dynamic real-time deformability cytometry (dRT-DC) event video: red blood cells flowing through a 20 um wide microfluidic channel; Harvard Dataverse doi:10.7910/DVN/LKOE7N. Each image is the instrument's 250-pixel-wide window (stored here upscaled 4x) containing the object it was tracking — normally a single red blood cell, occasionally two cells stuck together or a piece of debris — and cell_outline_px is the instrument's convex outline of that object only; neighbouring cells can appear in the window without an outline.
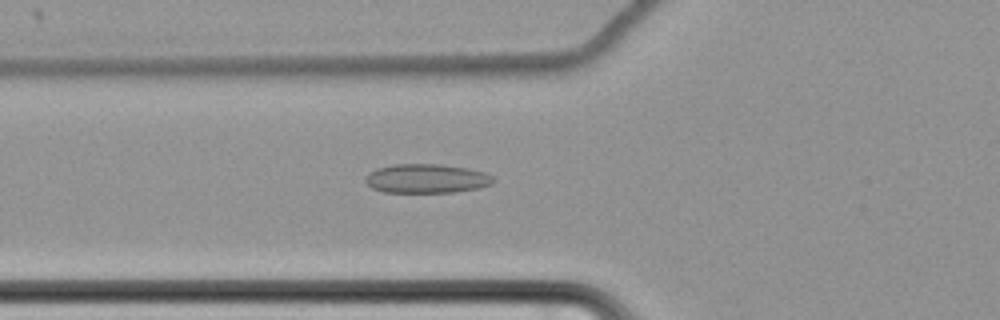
{"species": "common noctule bat (a hibernating species)", "species_latin": "Nyctalus noctula", "temperature_condition": "cold", "stored_images_in_passage": 48, "camera_frame_rate_fps": 3000, "um_per_image_px": 0.085, "animal": {"sex": "female", "body_mass_g": 22.7, "forearm_length_mm": 54.2}, "frame": {"image": 1, "passage_image": 11, "time_ms": 3.333, "image_size_px": [1000, 320], "cell_outline_px": [[496, 180], [492, 184], [480, 188], [452, 192], [384, 192], [372, 188], [364, 180], [368, 172], [376, 168], [392, 164], [440, 164], [468, 168], [484, 172], [492, 176]], "centroid_in_image_um": [36.25, 15.17], "position_along_channel_um": 89.5, "area_um2": 21.85}}
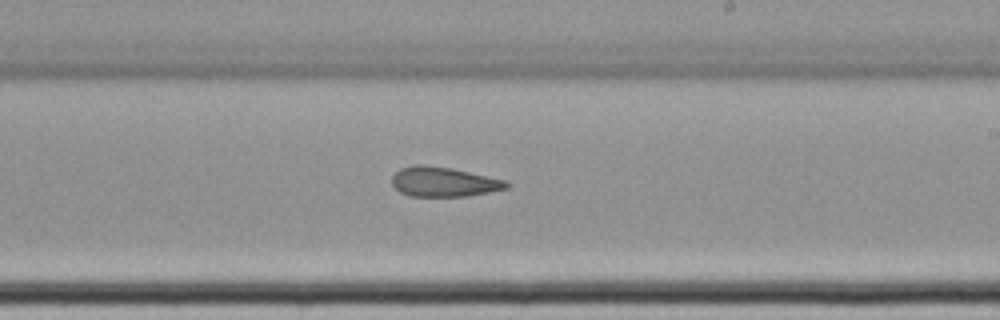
{"frame": {"image": 2, "passage_image": 25, "time_ms": 8.0, "image_size_px": [1000, 320], "cell_outline_px": [[512, 184], [508, 188], [468, 196], [408, 196], [400, 192], [392, 184], [392, 176], [400, 168], [412, 164], [424, 164], [452, 168], [508, 180]], "centroid_in_image_um": [37.74, 15.44], "position_along_channel_um": 251.3, "area_um2": 20.11}}
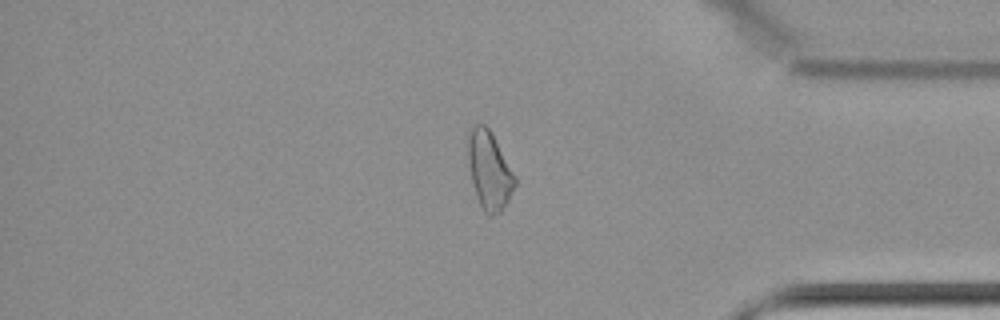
{"frame": {"image": 3, "passage_image": 39, "time_ms": 12.667, "image_size_px": [1000, 320], "cell_outline_px": [[516, 184], [508, 200], [500, 212], [496, 216], [488, 216], [484, 212], [480, 204], [472, 180], [468, 160], [468, 128], [476, 124], [484, 124], [488, 128], [516, 176]], "centroid_in_image_um": [41.59, 14.49], "position_along_channel_um": 393.6, "area_um2": 21.04}, "authors_computed_cell_mechanics": {"area_um2": 20.9814, "velocity_mm_per_s": 3.4691, "shape_relaxation_time_tau1_ms": null, "shape_relaxation_time_tau2_ms": 6.7677, "deformation_change_tau1": null, "deformation_change_tau2": 0.1545}}